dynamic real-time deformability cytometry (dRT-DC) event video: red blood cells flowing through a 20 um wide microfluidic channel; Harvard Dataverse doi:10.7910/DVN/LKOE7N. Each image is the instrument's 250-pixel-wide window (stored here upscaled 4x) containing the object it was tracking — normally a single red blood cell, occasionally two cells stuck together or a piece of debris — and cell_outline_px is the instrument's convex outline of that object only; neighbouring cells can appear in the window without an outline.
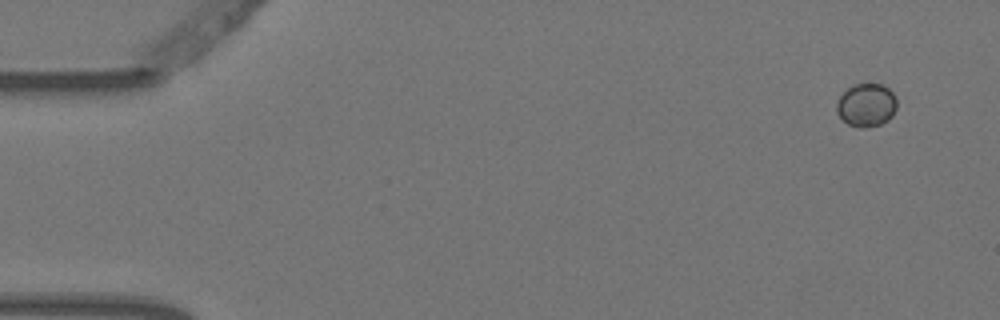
{"species": "Egyptian fruit bat (a non-hibernating species)", "species_latin": "Rousettus aegyptiacus", "temperature_condition": "warm", "stored_images_in_passage": 4, "camera_frame_rate_fps": 3000, "um_per_image_px": 0.085, "animal": {"sex": "female"}, "frame": {"image": 1, "passage_image": 1, "time_ms": 0.0, "image_size_px": [1000, 320], "cell_outline_px": [[896, 108], [892, 116], [888, 120], [880, 124], [864, 128], [860, 128], [848, 124], [836, 112], [836, 104], [840, 96], [852, 84], [884, 84], [896, 96]], "centroid_in_image_um": [73.65, 8.92], "position_along_channel_um": 11.4, "area_um2": 15.2}}
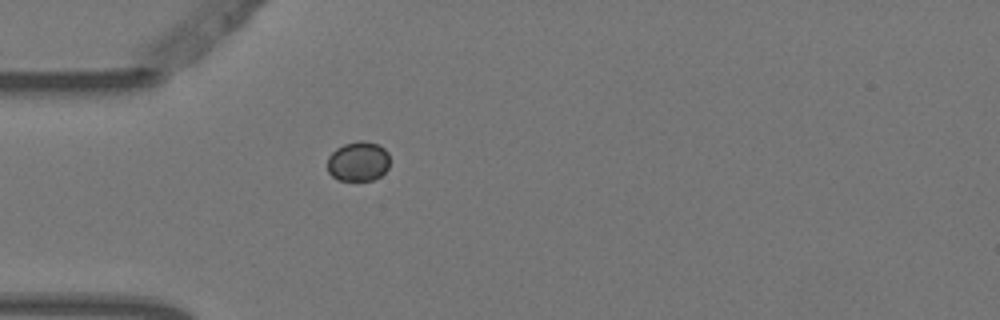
{"frame": {"image": 2, "passage_image": 4, "time_ms": 1.0, "image_size_px": [1000, 320], "cell_outline_px": [[388, 168], [380, 176], [372, 180], [336, 180], [328, 172], [328, 156], [336, 148], [344, 144], [360, 140], [364, 140], [376, 144], [384, 148], [388, 152]], "centroid_in_image_um": [30.43, 13.72], "position_along_channel_um": 54.6, "area_um2": 14.45}}